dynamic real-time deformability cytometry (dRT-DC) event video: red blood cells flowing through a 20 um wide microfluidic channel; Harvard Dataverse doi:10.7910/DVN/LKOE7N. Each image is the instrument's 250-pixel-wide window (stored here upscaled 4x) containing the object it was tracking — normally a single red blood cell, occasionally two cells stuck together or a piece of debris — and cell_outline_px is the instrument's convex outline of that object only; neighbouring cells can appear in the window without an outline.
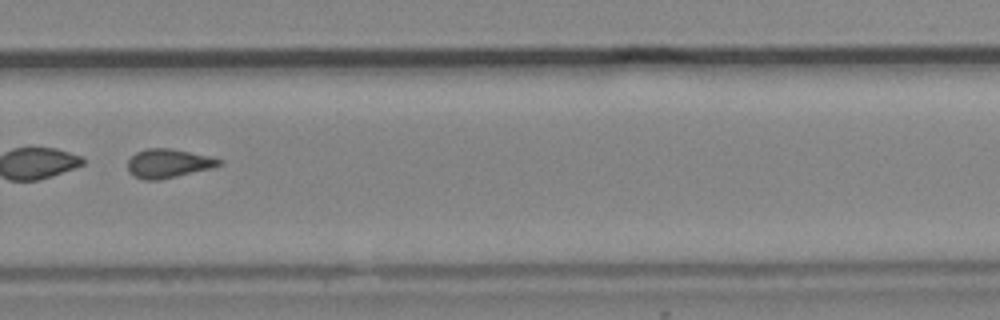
{"species": "common noctule bat (a hibernating species)", "species_latin": "Nyctalus noctula", "temperature_condition": "cold", "stored_images_in_passage": 37, "segment_of_instrument_passage": [2, 2], "camera_frame_rate_fps": 3000, "um_per_image_px": 0.085, "animal": {"sex": "male", "body_mass_g": 19.2, "forearm_length_mm": 51.8}, "frame": {"image": 1, "passage_image": 27, "time_ms": 8.667, "image_size_px": [1000, 320], "cell_outline_px": [[224, 164], [212, 168], [176, 176], [156, 180], [144, 180], [132, 176], [128, 172], [128, 160], [136, 152], [148, 148], [172, 148], [208, 156], [224, 160]], "centroid_in_image_um": [14.31, 13.89], "position_along_channel_um": 315.5, "area_um2": 15.43}}